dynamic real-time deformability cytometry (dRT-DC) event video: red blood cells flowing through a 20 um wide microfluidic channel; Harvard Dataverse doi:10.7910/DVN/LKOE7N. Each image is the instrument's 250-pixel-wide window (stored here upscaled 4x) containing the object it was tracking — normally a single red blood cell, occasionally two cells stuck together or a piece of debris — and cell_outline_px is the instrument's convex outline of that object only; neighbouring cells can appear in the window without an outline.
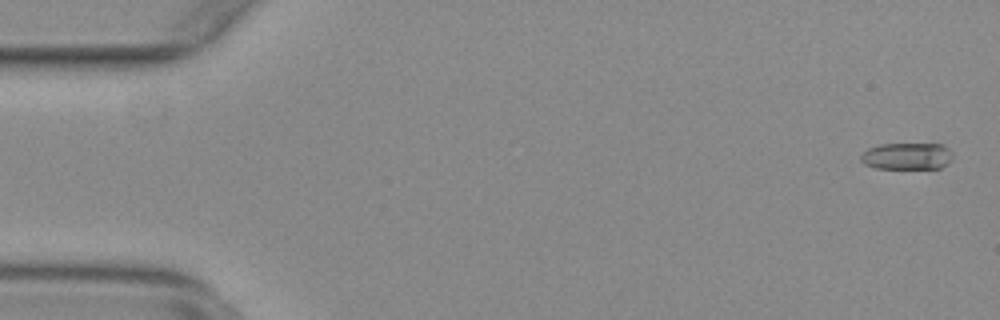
{"species": "common noctule bat (a hibernating species)", "species_latin": "Nyctalus noctula", "temperature_condition": "warm", "stored_images_in_passage": 53, "camera_frame_rate_fps": 3000, "um_per_image_px": 0.085, "animal": {"sex": "female", "body_mass_g": 29.2, "forearm_length_mm": 56.3}, "frame": {"image": 1, "passage_image": 2, "time_ms": 0.333, "image_size_px": [1000, 320], "cell_outline_px": [[952, 160], [948, 164], [940, 168], [876, 168], [864, 164], [860, 160], [860, 156], [868, 148], [880, 144], [940, 144], [948, 148], [952, 156]], "centroid_in_image_um": [77.09, 13.27], "position_along_channel_um": 7.9, "area_um2": 14.33}}
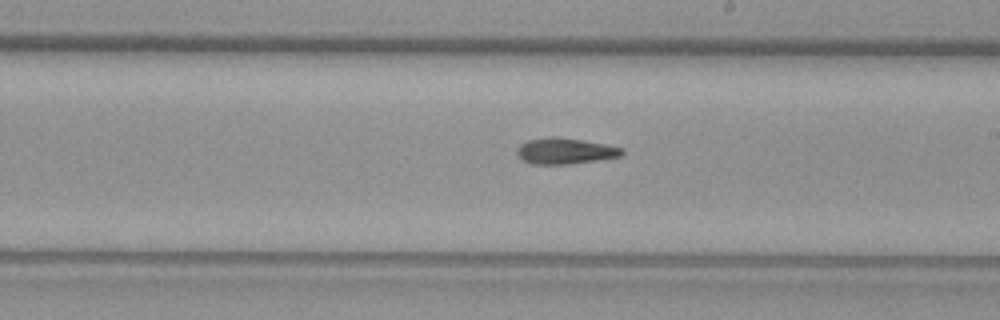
{"frame": {"image": 2, "passage_image": 32, "time_ms": 10.333, "image_size_px": [1000, 320], "cell_outline_px": [[624, 156], [568, 164], [532, 164], [520, 160], [516, 152], [516, 148], [520, 144], [528, 140], [548, 136], [556, 136], [604, 144], [624, 148]], "centroid_in_image_um": [48.0, 12.83], "position_along_channel_um": 241.0, "area_um2": 16.07}}
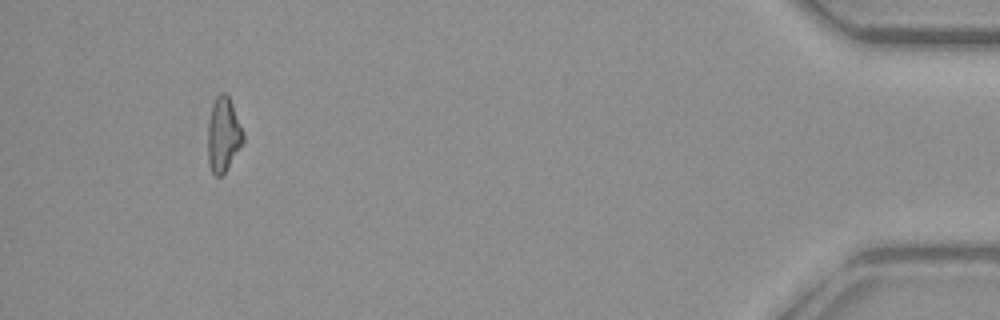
{"frame": {"image": 3, "passage_image": 52, "time_ms": 17.0, "image_size_px": [1000, 320], "cell_outline_px": [[244, 144], [224, 172], [220, 176], [216, 176], [212, 172], [208, 164], [208, 120], [212, 104], [216, 96], [220, 92], [224, 92], [228, 96], [232, 104], [244, 132]], "centroid_in_image_um": [18.99, 11.44], "position_along_channel_um": 416.2, "area_um2": 15.49}}